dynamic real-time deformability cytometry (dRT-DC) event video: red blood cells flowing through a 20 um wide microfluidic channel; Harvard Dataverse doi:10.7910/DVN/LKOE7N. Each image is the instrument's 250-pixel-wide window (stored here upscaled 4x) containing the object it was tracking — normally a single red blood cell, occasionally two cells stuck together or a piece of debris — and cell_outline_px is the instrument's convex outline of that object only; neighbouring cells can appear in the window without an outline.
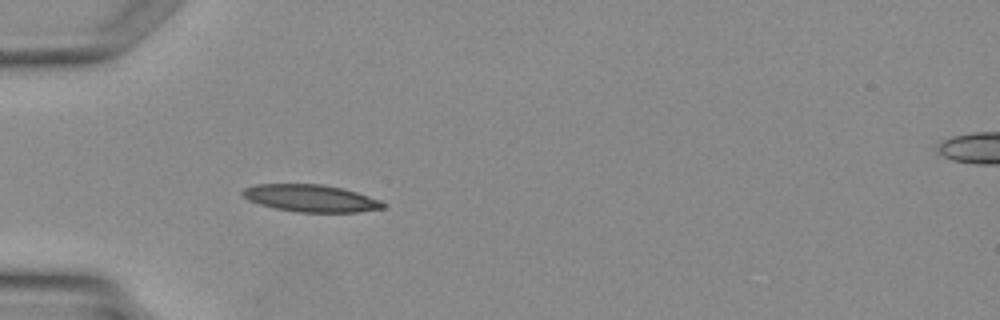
{"species": "Egyptian fruit bat (a non-hibernating species)", "species_latin": "Rousettus aegyptiacus", "temperature_condition": "warm", "stored_images_in_passage": 2, "camera_frame_rate_fps": 3000, "um_per_image_px": 0.085, "animal": {"sex": "female"}, "frame": {"image": 1, "passage_image": 2, "time_ms": 2.0, "image_size_px": [1000, 320], "cell_outline_px": [[388, 204], [384, 208], [356, 212], [300, 212], [276, 208], [260, 204], [248, 200], [240, 192], [244, 188], [256, 184], [324, 184], [356, 192], [380, 200]], "centroid_in_image_um": [26.42, 16.84], "position_along_channel_um": 58.6, "area_um2": 22.14}}